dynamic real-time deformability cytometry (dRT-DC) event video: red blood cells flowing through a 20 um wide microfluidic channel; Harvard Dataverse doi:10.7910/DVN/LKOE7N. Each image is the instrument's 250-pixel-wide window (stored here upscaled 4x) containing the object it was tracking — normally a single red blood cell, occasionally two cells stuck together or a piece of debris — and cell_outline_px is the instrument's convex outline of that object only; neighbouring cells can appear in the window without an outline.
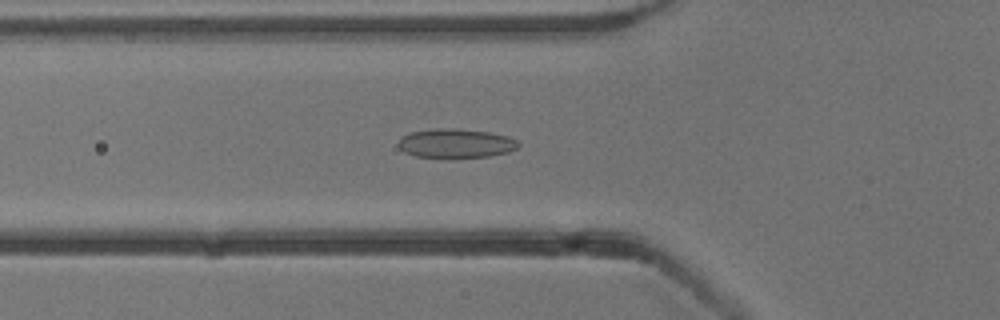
{"species": "common noctule bat (a hibernating species)", "species_latin": "Nyctalus noctula", "temperature_condition": "cold", "stored_images_in_passage": 54, "camera_frame_rate_fps": 3000, "um_per_image_px": 0.085, "animal": {"sex": "male", "body_mass_g": 13.3}, "frame": {"image": 1, "passage_image": 19, "time_ms": 6.0, "image_size_px": [1000, 320], "cell_outline_px": [[520, 144], [516, 148], [508, 152], [488, 156], [416, 156], [404, 152], [400, 148], [400, 140], [404, 136], [412, 132], [436, 128], [452, 128], [488, 132], [508, 136], [516, 140]], "centroid_in_image_um": [38.78, 12.16], "position_along_channel_um": 87.0, "area_um2": 19.65}}
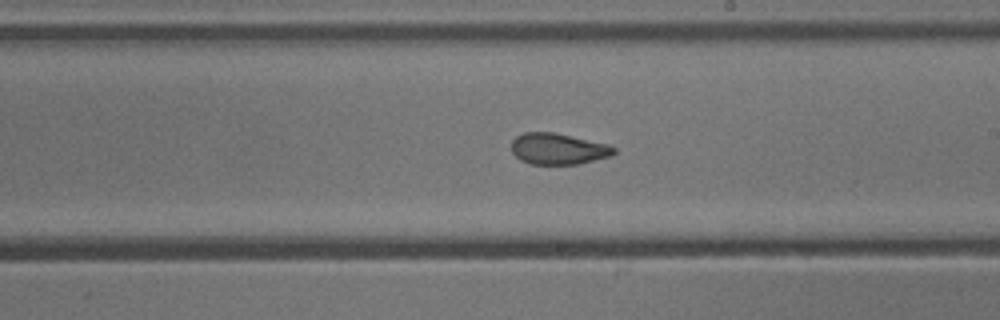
{"frame": {"image": 2, "passage_image": 31, "time_ms": 10.0, "image_size_px": [1000, 320], "cell_outline_px": [[616, 152], [612, 156], [580, 164], [532, 164], [520, 160], [512, 152], [512, 140], [516, 136], [524, 132], [552, 132], [608, 144], [616, 148]], "centroid_in_image_um": [47.46, 12.66], "position_along_channel_um": 241.5, "area_um2": 18.67}}
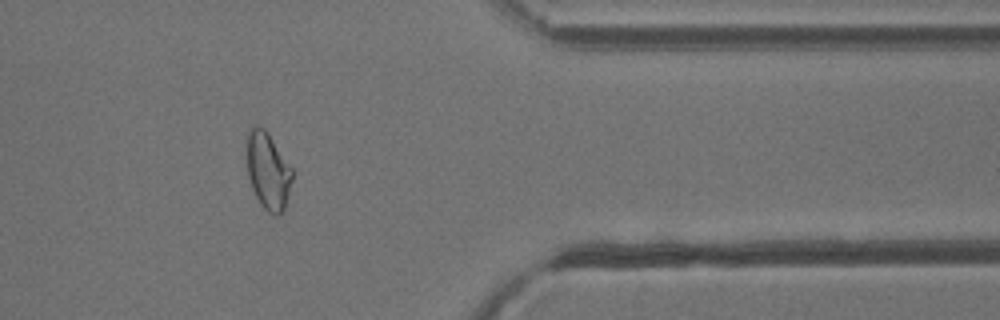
{"frame": {"image": 3, "passage_image": 44, "time_ms": 14.333, "image_size_px": [1000, 320], "cell_outline_px": [[292, 180], [284, 212], [280, 216], [276, 216], [268, 212], [260, 204], [252, 188], [248, 176], [248, 132], [252, 124], [256, 124], [264, 128], [268, 132], [292, 168]], "centroid_in_image_um": [22.8, 14.54], "position_along_channel_um": 388.6, "area_um2": 20.4}, "authors_computed_cell_mechanics": {"area_um2": 20.6057, "velocity_mm_per_s": 3.8462, "shape_relaxation_time_tau1_ms": null, "shape_relaxation_time_tau2_ms": 1.4574, "deformation_change_tau1": null, "deformation_change_tau2": 0.0711}}